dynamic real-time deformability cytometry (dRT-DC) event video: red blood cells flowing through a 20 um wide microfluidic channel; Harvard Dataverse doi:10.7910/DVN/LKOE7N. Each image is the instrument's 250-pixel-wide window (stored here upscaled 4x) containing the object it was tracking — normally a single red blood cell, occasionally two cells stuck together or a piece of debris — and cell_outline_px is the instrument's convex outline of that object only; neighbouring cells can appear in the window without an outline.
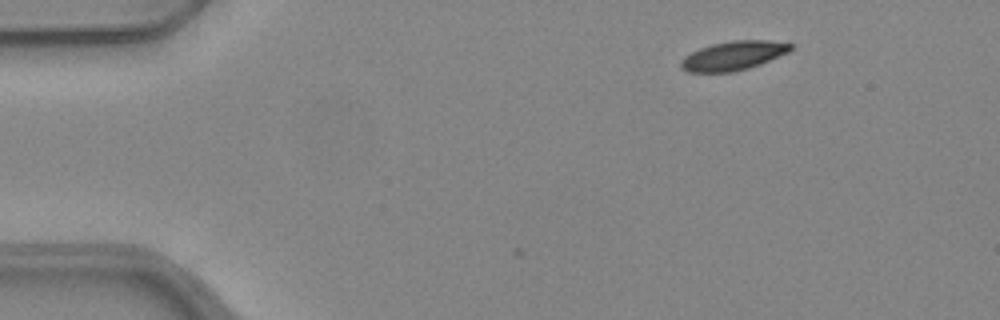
{"species": "common noctule bat (a hibernating species)", "species_latin": "Nyctalus noctula", "temperature_condition": "warm", "stored_images_in_passage": 6, "camera_frame_rate_fps": 3000, "um_per_image_px": 0.085, "animal": {"sex": "female", "body_mass_g": 24.6, "forearm_length_mm": 56.2}, "frame": {"image": 1, "passage_image": 1, "time_ms": 0.0, "image_size_px": [1000, 320], "cell_outline_px": [[796, 44], [788, 52], [760, 64], [748, 68], [732, 72], [688, 72], [680, 68], [680, 60], [684, 56], [700, 48], [712, 44], [732, 40], [768, 40]], "centroid_in_image_um": [62.32, 4.73], "position_along_channel_um": 22.7, "area_um2": 18.61}}